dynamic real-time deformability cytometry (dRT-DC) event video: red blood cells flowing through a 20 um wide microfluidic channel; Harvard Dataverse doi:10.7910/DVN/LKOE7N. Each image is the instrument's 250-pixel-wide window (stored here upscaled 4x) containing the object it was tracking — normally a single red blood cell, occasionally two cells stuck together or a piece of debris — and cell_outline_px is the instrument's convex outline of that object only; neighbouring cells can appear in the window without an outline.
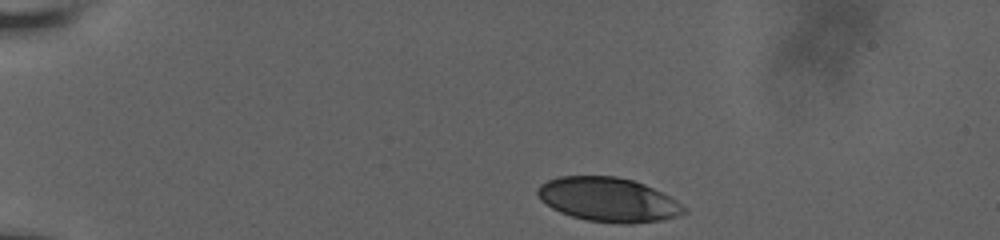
{"species": "human", "species_latin": "Homo sapiens", "temperature_condition": "room temperature", "stored_images_in_passage": 38, "camera_frame_rate_fps": 3000, "um_per_image_px": 0.085, "donor": {"sex": "male"}, "frame": {"image": 1, "passage_image": 1, "time_ms": 0.0, "image_size_px": [1000, 240], "cell_outline_px": [[688, 212], [676, 216], [660, 220], [632, 224], [624, 224], [588, 220], [572, 216], [560, 212], [552, 208], [540, 200], [536, 192], [536, 188], [540, 184], [548, 180], [560, 176], [616, 176], [632, 180], [644, 184], [676, 200], [688, 208]], "centroid_in_image_um": [51.69, 16.97], "position_along_channel_um": 33.3, "area_um2": 37.63}}
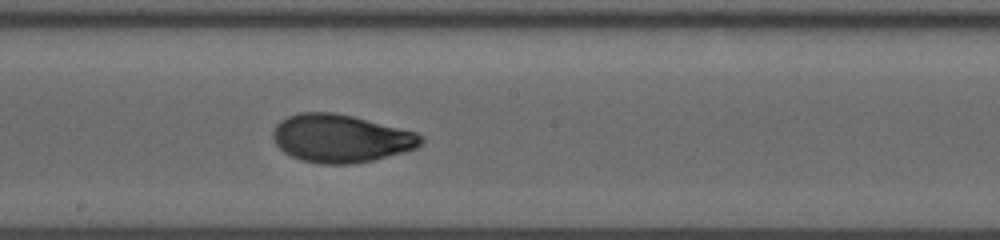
{"frame": {"image": 2, "passage_image": 22, "time_ms": 7.0, "image_size_px": [1000, 240], "cell_outline_px": [[424, 140], [416, 148], [372, 160], [352, 164], [320, 164], [300, 160], [284, 152], [276, 144], [272, 136], [272, 132], [276, 124], [280, 120], [288, 116], [300, 112], [336, 112], [416, 132], [424, 136]], "centroid_in_image_um": [28.94, 11.76], "position_along_channel_um": 219.3, "area_um2": 41.33}}
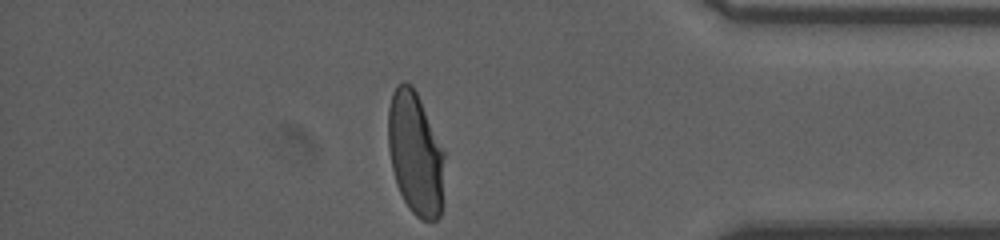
{"frame": {"image": 3, "passage_image": 38, "time_ms": 12.333, "image_size_px": [1000, 240], "cell_outline_px": [[444, 156], [440, 216], [436, 220], [420, 220], [408, 208], [396, 184], [392, 168], [388, 148], [388, 108], [392, 92], [396, 84], [404, 80], [412, 84], [444, 148]], "centroid_in_image_um": [35.29, 13.01], "position_along_channel_um": 399.9, "area_um2": 40.58}, "authors_computed_cell_mechanics": {"area_um2": 40.6912, "velocity_mm_per_s": 3.8328, "shape_relaxation_time_tau1_ms": 6.0335, "shape_relaxation_time_tau2_ms": 0.9204, "deformation_change_tau1": 0.2211, "deformation_change_tau2": 0.0463}}